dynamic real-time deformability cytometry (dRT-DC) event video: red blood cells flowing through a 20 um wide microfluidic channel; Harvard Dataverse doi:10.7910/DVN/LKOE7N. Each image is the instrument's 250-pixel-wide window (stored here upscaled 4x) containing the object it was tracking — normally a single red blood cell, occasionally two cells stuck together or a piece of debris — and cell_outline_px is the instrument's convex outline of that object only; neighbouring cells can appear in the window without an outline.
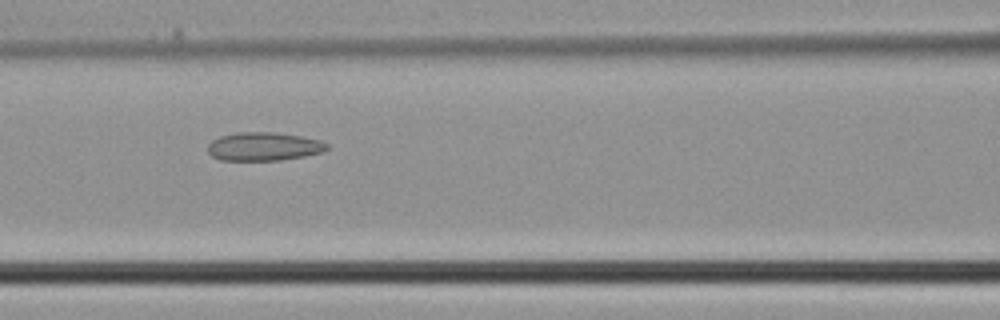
{"species": "common noctule bat (a hibernating species)", "species_latin": "Nyctalus noctula", "temperature_condition": "cold", "stored_images_in_passage": 33, "camera_frame_rate_fps": 3000, "um_per_image_px": 0.085, "animal": {"sex": "male", "body_mass_g": 21.5, "forearm_length_mm": 52.0}, "frame": {"image": 1, "passage_image": 11, "time_ms": 3.333, "image_size_px": [1000, 320], "cell_outline_px": [[328, 148], [320, 152], [304, 156], [280, 160], [220, 160], [212, 156], [208, 152], [208, 144], [212, 140], [220, 136], [236, 132], [272, 132], [300, 136], [320, 140], [328, 144]], "centroid_in_image_um": [22.39, 12.45], "position_along_channel_um": 144.2, "area_um2": 19.65}}
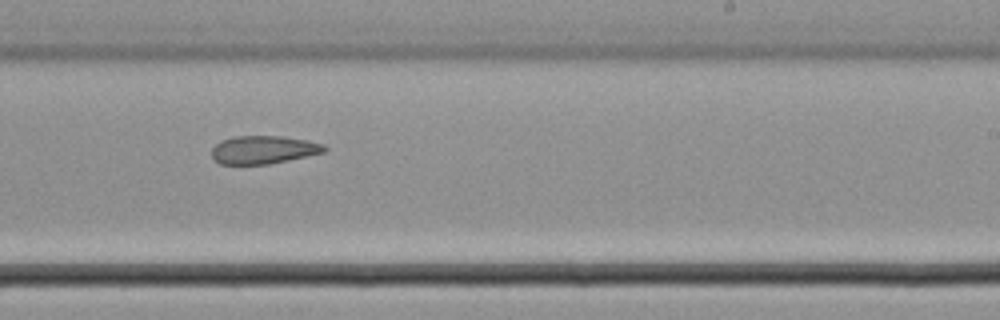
{"frame": {"image": 2, "passage_image": 18, "time_ms": 5.667, "image_size_px": [1000, 320], "cell_outline_px": [[328, 148], [324, 152], [288, 160], [268, 164], [220, 164], [212, 156], [212, 148], [220, 140], [236, 136], [284, 136], [308, 140], [324, 144]], "centroid_in_image_um": [22.41, 12.72], "position_along_channel_um": 266.6, "area_um2": 18.44}}
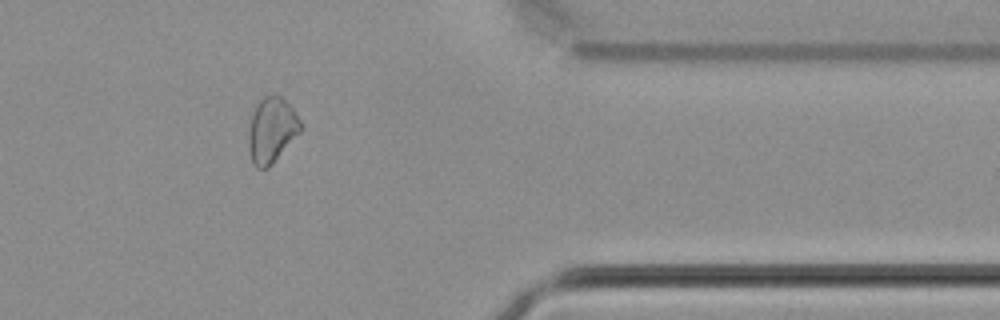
{"frame": {"image": 3, "passage_image": 26, "time_ms": 8.333, "image_size_px": [1000, 320], "cell_outline_px": [[300, 132], [272, 164], [268, 168], [256, 168], [252, 164], [248, 148], [248, 132], [252, 112], [256, 104], [264, 96], [272, 92], [276, 92], [292, 108], [300, 120]], "centroid_in_image_um": [23.05, 11.04], "position_along_channel_um": 388.3, "area_um2": 19.94}}